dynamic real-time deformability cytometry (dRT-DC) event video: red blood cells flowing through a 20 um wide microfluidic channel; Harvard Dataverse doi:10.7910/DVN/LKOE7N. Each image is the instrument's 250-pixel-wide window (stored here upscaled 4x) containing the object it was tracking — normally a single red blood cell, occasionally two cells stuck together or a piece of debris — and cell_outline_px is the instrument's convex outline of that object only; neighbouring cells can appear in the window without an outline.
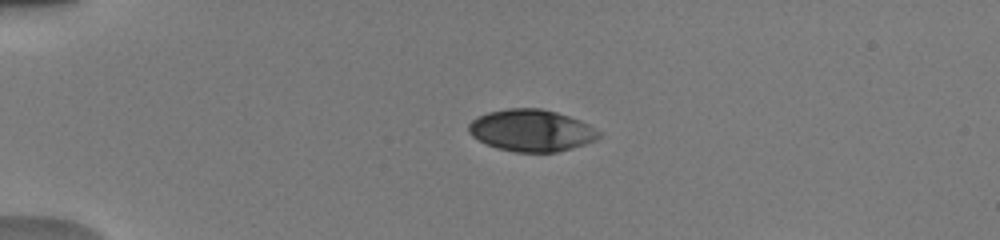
{"species": "human", "species_latin": "Homo sapiens", "temperature_condition": "warm", "stored_images_in_passage": 18, "camera_frame_rate_fps": 3000, "um_per_image_px": 0.085, "donor": {"sex": "male"}, "frame": {"image": 1, "passage_image": 1, "time_ms": 0.0, "image_size_px": [1000, 240], "cell_outline_px": [[600, 136], [596, 140], [572, 148], [556, 152], [516, 152], [496, 148], [472, 136], [468, 132], [468, 124], [476, 116], [488, 112], [508, 108], [540, 108], [556, 112], [580, 120], [588, 124], [600, 132]], "centroid_in_image_um": [45.15, 11.08], "position_along_channel_um": 39.8, "area_um2": 31.73}}
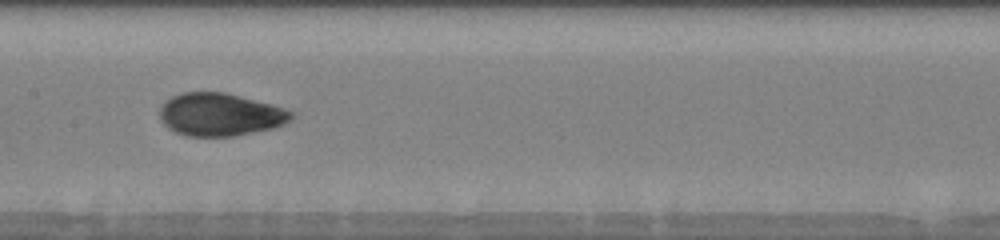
{"frame": {"image": 2, "passage_image": 6, "time_ms": 5.0, "image_size_px": [1000, 240], "cell_outline_px": [[296, 116], [284, 124], [272, 128], [232, 136], [184, 136], [168, 128], [160, 120], [160, 108], [164, 100], [180, 92], [224, 92], [272, 104], [296, 112]], "centroid_in_image_um": [18.7, 9.73], "position_along_channel_um": 188.7, "area_um2": 33.0}}
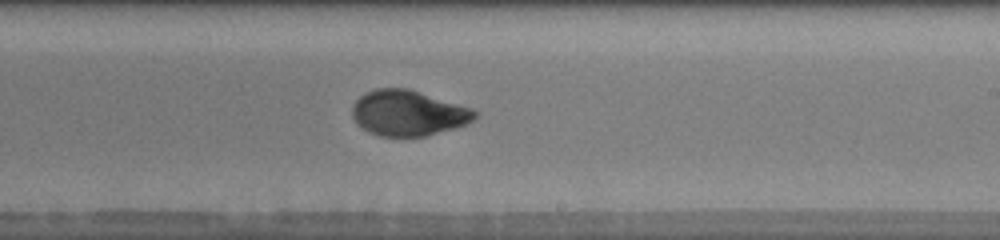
{"frame": {"image": 3, "passage_image": 8, "time_ms": 6.667, "image_size_px": [1000, 240], "cell_outline_px": [[480, 112], [472, 120], [456, 128], [428, 136], [380, 136], [368, 132], [352, 116], [352, 104], [360, 96], [376, 88], [408, 88], [472, 108]], "centroid_in_image_um": [34.72, 9.61], "position_along_channel_um": 254.3, "area_um2": 32.43}}